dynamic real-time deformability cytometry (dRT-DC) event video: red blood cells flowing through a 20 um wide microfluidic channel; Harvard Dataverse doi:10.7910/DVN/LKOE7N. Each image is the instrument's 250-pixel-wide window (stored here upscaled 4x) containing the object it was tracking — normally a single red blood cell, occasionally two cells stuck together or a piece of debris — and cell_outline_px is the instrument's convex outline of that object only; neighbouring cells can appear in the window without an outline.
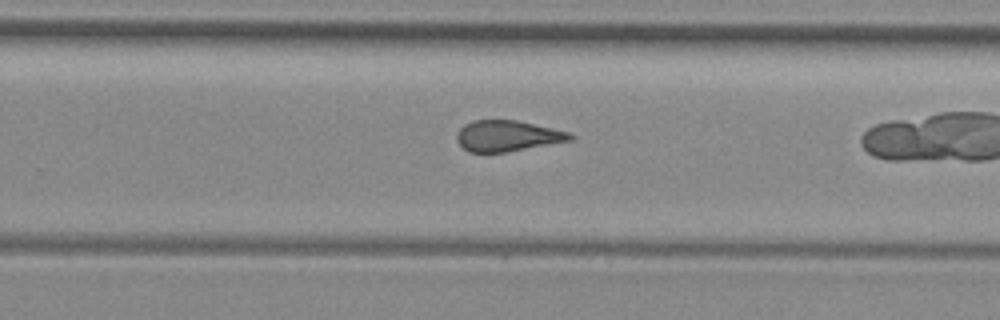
{"species": "common noctule bat (a hibernating species)", "species_latin": "Nyctalus noctula", "temperature_condition": "room temperature", "stored_images_in_passage": 26, "camera_frame_rate_fps": 3000, "um_per_image_px": 0.085, "animal": {"sex": "female", "body_mass_g": 29.2, "forearm_length_mm": 56.3}, "frame": {"image": 1, "passage_image": 19, "time_ms": 6.0, "image_size_px": [1000, 320], "cell_outline_px": [[576, 136], [572, 140], [508, 152], [468, 152], [456, 140], [456, 136], [460, 128], [464, 124], [472, 120], [516, 120], [552, 128], [568, 132]], "centroid_in_image_um": [43.12, 11.55], "position_along_channel_um": 286.7, "area_um2": 20.4}}
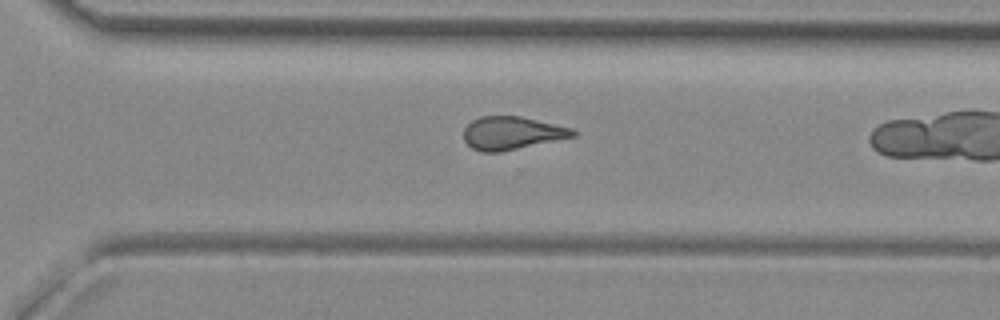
{"frame": {"image": 2, "passage_image": 22, "time_ms": 7.0, "image_size_px": [1000, 320], "cell_outline_px": [[580, 132], [576, 136], [500, 152], [480, 152], [472, 148], [464, 140], [464, 128], [472, 120], [480, 116], [520, 116], [572, 128]], "centroid_in_image_um": [43.52, 11.31], "position_along_channel_um": 327.1, "area_um2": 21.04}}